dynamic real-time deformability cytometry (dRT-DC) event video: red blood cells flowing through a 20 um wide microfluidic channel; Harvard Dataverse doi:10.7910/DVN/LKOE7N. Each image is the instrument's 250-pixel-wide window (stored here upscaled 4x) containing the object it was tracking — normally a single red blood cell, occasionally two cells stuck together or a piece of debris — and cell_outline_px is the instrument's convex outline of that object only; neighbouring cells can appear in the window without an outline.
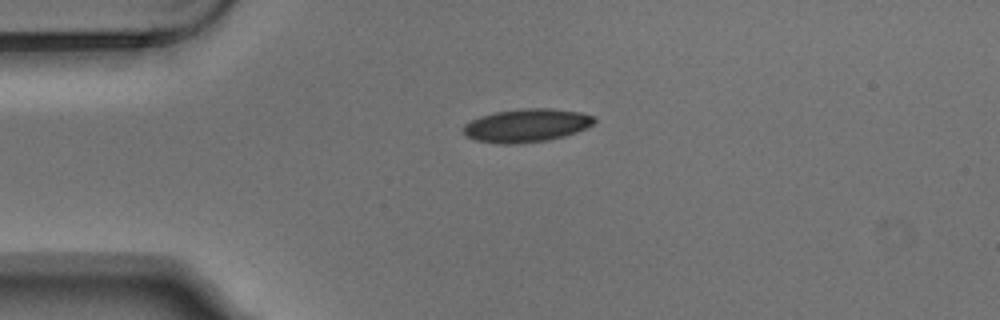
{"species": "Egyptian fruit bat (a non-hibernating species)", "species_latin": "Rousettus aegyptiacus", "temperature_condition": "warm", "stored_images_in_passage": 6, "camera_frame_rate_fps": 3000, "um_per_image_px": 0.085, "animal": {"sex": "male"}, "frame": {"image": 1, "passage_image": 6, "time_ms": 1.667, "image_size_px": [1000, 320], "cell_outline_px": [[596, 120], [592, 124], [576, 132], [564, 136], [548, 140], [516, 144], [500, 144], [476, 140], [464, 136], [464, 124], [480, 116], [496, 112], [524, 108], [548, 108], [580, 112], [596, 116]], "centroid_in_image_um": [44.75, 10.66], "position_along_channel_um": 40.2, "area_um2": 25.32}}